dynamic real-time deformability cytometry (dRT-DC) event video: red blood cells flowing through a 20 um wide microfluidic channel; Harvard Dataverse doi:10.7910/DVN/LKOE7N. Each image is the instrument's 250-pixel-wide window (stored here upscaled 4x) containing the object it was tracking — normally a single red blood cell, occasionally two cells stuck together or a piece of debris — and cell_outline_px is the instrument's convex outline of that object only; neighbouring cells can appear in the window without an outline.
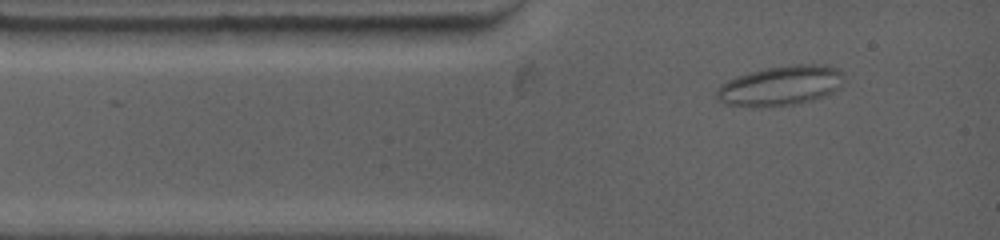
{"species": "common noctule bat (a hibernating species)", "species_latin": "Nyctalus noctula", "temperature_condition": "warm", "stored_images_in_passage": 31, "camera_frame_rate_fps": 4500, "um_per_image_px": 0.085, "animal": {"sex": "female", "body_mass_g": 19.0, "forearm_length_mm": 53.3}, "frame": {"image": 1, "passage_image": 2, "time_ms": 1.111, "image_size_px": [1000, 240], "cell_outline_px": [[844, 76], [840, 88], [824, 96], [812, 100], [792, 104], [728, 104], [720, 100], [716, 96], [716, 88], [720, 84], [736, 76], [768, 68], [796, 64], [824, 64], [836, 68]], "centroid_in_image_um": [66.4, 7.23], "position_along_channel_um": 18.6, "area_um2": 28.5}}
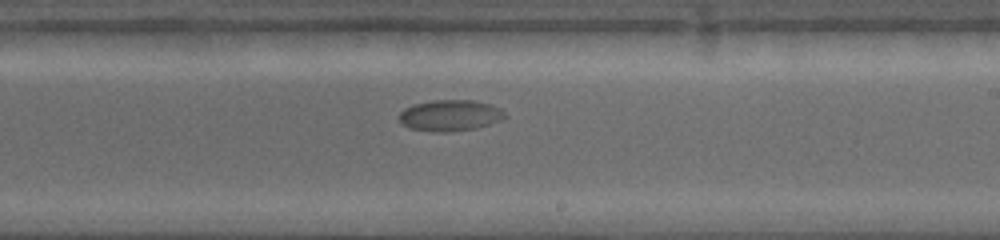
{"frame": {"image": 2, "passage_image": 14, "time_ms": 8.444, "image_size_px": [1000, 240], "cell_outline_px": [[508, 116], [504, 120], [476, 128], [448, 132], [436, 132], [408, 128], [400, 120], [400, 112], [404, 108], [416, 104], [432, 100], [472, 100], [488, 104], [500, 108]], "centroid_in_image_um": [38.29, 9.82], "position_along_channel_um": 250.7, "area_um2": 19.19}}
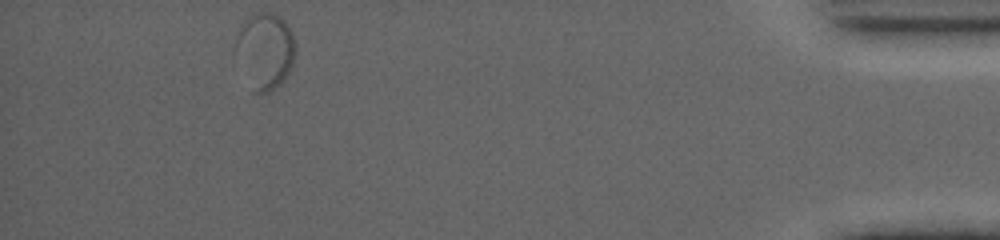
{"frame": {"image": 3, "passage_image": 31, "time_ms": 15.778, "image_size_px": [1000, 240], "cell_outline_px": [[296, 52], [292, 64], [288, 72], [280, 84], [268, 92], [260, 96], [252, 92], [232, 60], [232, 48], [244, 20], [256, 12], [272, 12], [280, 16], [284, 20], [292, 32], [296, 44]], "centroid_in_image_um": [22.44, 4.37], "position_along_channel_um": 412.8, "area_um2": 27.98}}